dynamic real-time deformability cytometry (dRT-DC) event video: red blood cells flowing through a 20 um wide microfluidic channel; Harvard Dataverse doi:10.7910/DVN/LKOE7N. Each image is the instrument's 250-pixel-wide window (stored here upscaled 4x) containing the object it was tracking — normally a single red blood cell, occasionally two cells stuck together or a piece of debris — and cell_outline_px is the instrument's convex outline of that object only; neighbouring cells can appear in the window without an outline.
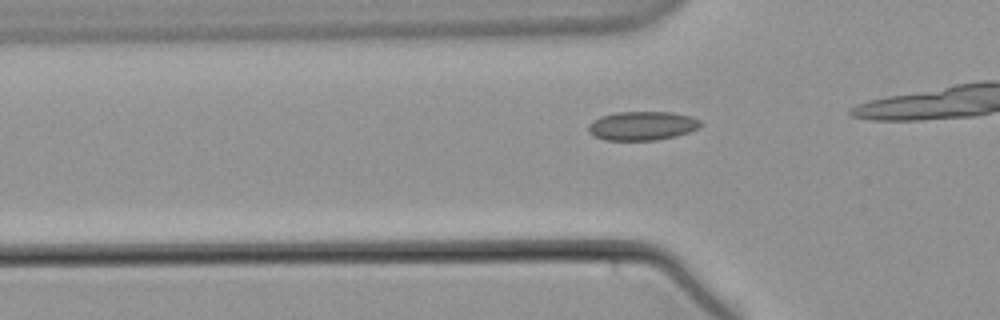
{"species": "common noctule bat (a hibernating species)", "species_latin": "Nyctalus noctula", "temperature_condition": "warm", "stored_images_in_passage": 24, "camera_frame_rate_fps": 3000, "um_per_image_px": 0.085, "animal": {"sex": "male", "body_mass_g": 21.5, "forearm_length_mm": 52.0}, "frame": {"image": 1, "passage_image": 14, "time_ms": 4.333, "image_size_px": [1000, 320], "cell_outline_px": [[704, 124], [688, 132], [676, 136], [656, 140], [604, 140], [588, 132], [588, 124], [592, 120], [600, 116], [616, 112], [672, 112], [688, 116], [700, 120]], "centroid_in_image_um": [54.55, 10.69], "position_along_channel_um": 71.2, "area_um2": 18.9}}